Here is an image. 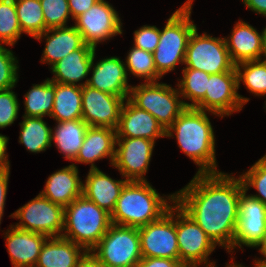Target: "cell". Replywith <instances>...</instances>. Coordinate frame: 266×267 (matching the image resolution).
Returning a JSON list of instances; mask_svg holds the SVG:
<instances>
[{"label": "cell", "mask_w": 266, "mask_h": 267, "mask_svg": "<svg viewBox=\"0 0 266 267\" xmlns=\"http://www.w3.org/2000/svg\"><path fill=\"white\" fill-rule=\"evenodd\" d=\"M91 251L105 267H137L142 259L138 228L111 224Z\"/></svg>", "instance_id": "52a82bcc"}, {"label": "cell", "mask_w": 266, "mask_h": 267, "mask_svg": "<svg viewBox=\"0 0 266 267\" xmlns=\"http://www.w3.org/2000/svg\"><path fill=\"white\" fill-rule=\"evenodd\" d=\"M243 190L241 178L233 173H196L184 188L175 192V202L216 246L232 255Z\"/></svg>", "instance_id": "6da1fadb"}, {"label": "cell", "mask_w": 266, "mask_h": 267, "mask_svg": "<svg viewBox=\"0 0 266 267\" xmlns=\"http://www.w3.org/2000/svg\"><path fill=\"white\" fill-rule=\"evenodd\" d=\"M246 8L266 17V0H241Z\"/></svg>", "instance_id": "bcb514c9"}, {"label": "cell", "mask_w": 266, "mask_h": 267, "mask_svg": "<svg viewBox=\"0 0 266 267\" xmlns=\"http://www.w3.org/2000/svg\"><path fill=\"white\" fill-rule=\"evenodd\" d=\"M124 97L88 85L82 87V120L89 126L117 129Z\"/></svg>", "instance_id": "2e32d148"}, {"label": "cell", "mask_w": 266, "mask_h": 267, "mask_svg": "<svg viewBox=\"0 0 266 267\" xmlns=\"http://www.w3.org/2000/svg\"><path fill=\"white\" fill-rule=\"evenodd\" d=\"M2 235H5V246L13 267H34L48 238L47 235L22 230L12 224Z\"/></svg>", "instance_id": "d6986e66"}, {"label": "cell", "mask_w": 266, "mask_h": 267, "mask_svg": "<svg viewBox=\"0 0 266 267\" xmlns=\"http://www.w3.org/2000/svg\"><path fill=\"white\" fill-rule=\"evenodd\" d=\"M210 112L187 107L166 130V138H176L178 147L198 166L196 173H217L216 138Z\"/></svg>", "instance_id": "7a4b0ae2"}, {"label": "cell", "mask_w": 266, "mask_h": 267, "mask_svg": "<svg viewBox=\"0 0 266 267\" xmlns=\"http://www.w3.org/2000/svg\"><path fill=\"white\" fill-rule=\"evenodd\" d=\"M128 99L153 115L165 130L187 108L178 88L162 82H142L132 86Z\"/></svg>", "instance_id": "8992f818"}, {"label": "cell", "mask_w": 266, "mask_h": 267, "mask_svg": "<svg viewBox=\"0 0 266 267\" xmlns=\"http://www.w3.org/2000/svg\"><path fill=\"white\" fill-rule=\"evenodd\" d=\"M230 34L224 39L235 64L263 59V32L259 33L251 24L239 19Z\"/></svg>", "instance_id": "44dd1931"}, {"label": "cell", "mask_w": 266, "mask_h": 267, "mask_svg": "<svg viewBox=\"0 0 266 267\" xmlns=\"http://www.w3.org/2000/svg\"><path fill=\"white\" fill-rule=\"evenodd\" d=\"M256 267H266V265H256Z\"/></svg>", "instance_id": "f907efd6"}, {"label": "cell", "mask_w": 266, "mask_h": 267, "mask_svg": "<svg viewBox=\"0 0 266 267\" xmlns=\"http://www.w3.org/2000/svg\"><path fill=\"white\" fill-rule=\"evenodd\" d=\"M52 129L51 143H54L63 158L74 161L85 139L89 125L82 119L56 121Z\"/></svg>", "instance_id": "4316f807"}, {"label": "cell", "mask_w": 266, "mask_h": 267, "mask_svg": "<svg viewBox=\"0 0 266 267\" xmlns=\"http://www.w3.org/2000/svg\"><path fill=\"white\" fill-rule=\"evenodd\" d=\"M21 31L35 38L45 31V20L40 0H15Z\"/></svg>", "instance_id": "d6a6232c"}, {"label": "cell", "mask_w": 266, "mask_h": 267, "mask_svg": "<svg viewBox=\"0 0 266 267\" xmlns=\"http://www.w3.org/2000/svg\"><path fill=\"white\" fill-rule=\"evenodd\" d=\"M116 130L110 127L89 126L75 163L90 164V169H99L95 161L109 159L113 166L116 149Z\"/></svg>", "instance_id": "ffe728a7"}, {"label": "cell", "mask_w": 266, "mask_h": 267, "mask_svg": "<svg viewBox=\"0 0 266 267\" xmlns=\"http://www.w3.org/2000/svg\"><path fill=\"white\" fill-rule=\"evenodd\" d=\"M34 39L46 42L40 62L47 63L49 67L67 56L72 51L82 48L85 43L82 35L74 27L68 25L64 27L47 29Z\"/></svg>", "instance_id": "cb8c5ba5"}, {"label": "cell", "mask_w": 266, "mask_h": 267, "mask_svg": "<svg viewBox=\"0 0 266 267\" xmlns=\"http://www.w3.org/2000/svg\"><path fill=\"white\" fill-rule=\"evenodd\" d=\"M255 248H259L258 249L259 254H261L264 258L254 259V264L255 265H266V232L263 235L261 242Z\"/></svg>", "instance_id": "7dc6e473"}, {"label": "cell", "mask_w": 266, "mask_h": 267, "mask_svg": "<svg viewBox=\"0 0 266 267\" xmlns=\"http://www.w3.org/2000/svg\"><path fill=\"white\" fill-rule=\"evenodd\" d=\"M50 118L55 121L82 119V87L55 83L54 105Z\"/></svg>", "instance_id": "83f0119b"}, {"label": "cell", "mask_w": 266, "mask_h": 267, "mask_svg": "<svg viewBox=\"0 0 266 267\" xmlns=\"http://www.w3.org/2000/svg\"><path fill=\"white\" fill-rule=\"evenodd\" d=\"M21 35L15 0H0V44L13 47Z\"/></svg>", "instance_id": "e575fe53"}, {"label": "cell", "mask_w": 266, "mask_h": 267, "mask_svg": "<svg viewBox=\"0 0 266 267\" xmlns=\"http://www.w3.org/2000/svg\"><path fill=\"white\" fill-rule=\"evenodd\" d=\"M213 267H217L216 264ZM225 267H245L242 264H238L234 261V256L231 257V261L229 263H226ZM254 267H256V265L254 264Z\"/></svg>", "instance_id": "c3c4849f"}, {"label": "cell", "mask_w": 266, "mask_h": 267, "mask_svg": "<svg viewBox=\"0 0 266 267\" xmlns=\"http://www.w3.org/2000/svg\"><path fill=\"white\" fill-rule=\"evenodd\" d=\"M74 27L85 44L97 49L99 43L123 34V23L118 11L106 0H100L74 20Z\"/></svg>", "instance_id": "4fadbf2b"}, {"label": "cell", "mask_w": 266, "mask_h": 267, "mask_svg": "<svg viewBox=\"0 0 266 267\" xmlns=\"http://www.w3.org/2000/svg\"><path fill=\"white\" fill-rule=\"evenodd\" d=\"M176 234L179 260L186 267H213L216 264L209 260L216 245L177 203Z\"/></svg>", "instance_id": "9c48e42d"}, {"label": "cell", "mask_w": 266, "mask_h": 267, "mask_svg": "<svg viewBox=\"0 0 266 267\" xmlns=\"http://www.w3.org/2000/svg\"><path fill=\"white\" fill-rule=\"evenodd\" d=\"M10 88L0 90V128L11 126L18 118L20 103L17 94Z\"/></svg>", "instance_id": "f35d334b"}, {"label": "cell", "mask_w": 266, "mask_h": 267, "mask_svg": "<svg viewBox=\"0 0 266 267\" xmlns=\"http://www.w3.org/2000/svg\"><path fill=\"white\" fill-rule=\"evenodd\" d=\"M31 89L24 96L26 117H50L54 105L55 82L50 78L45 79L41 84H32Z\"/></svg>", "instance_id": "f546056e"}, {"label": "cell", "mask_w": 266, "mask_h": 267, "mask_svg": "<svg viewBox=\"0 0 266 267\" xmlns=\"http://www.w3.org/2000/svg\"><path fill=\"white\" fill-rule=\"evenodd\" d=\"M23 121L19 123L20 132L18 142L31 153L45 152L47 148L52 147L51 132L44 120V117H26L22 116Z\"/></svg>", "instance_id": "f1b7e54d"}, {"label": "cell", "mask_w": 266, "mask_h": 267, "mask_svg": "<svg viewBox=\"0 0 266 267\" xmlns=\"http://www.w3.org/2000/svg\"><path fill=\"white\" fill-rule=\"evenodd\" d=\"M9 177H10V168L0 169V225L2 217L4 215Z\"/></svg>", "instance_id": "7bdbcfd3"}, {"label": "cell", "mask_w": 266, "mask_h": 267, "mask_svg": "<svg viewBox=\"0 0 266 267\" xmlns=\"http://www.w3.org/2000/svg\"><path fill=\"white\" fill-rule=\"evenodd\" d=\"M137 267H186L180 260L142 257Z\"/></svg>", "instance_id": "60d3db41"}, {"label": "cell", "mask_w": 266, "mask_h": 267, "mask_svg": "<svg viewBox=\"0 0 266 267\" xmlns=\"http://www.w3.org/2000/svg\"><path fill=\"white\" fill-rule=\"evenodd\" d=\"M76 267H105V266L92 253V251H86L84 255L79 259Z\"/></svg>", "instance_id": "ee69618b"}, {"label": "cell", "mask_w": 266, "mask_h": 267, "mask_svg": "<svg viewBox=\"0 0 266 267\" xmlns=\"http://www.w3.org/2000/svg\"><path fill=\"white\" fill-rule=\"evenodd\" d=\"M96 49L85 44L82 48L72 51L67 56L50 67L55 83L78 85L83 87L87 84L90 68ZM85 79V81H83ZM83 81V82H81Z\"/></svg>", "instance_id": "7402d4cb"}, {"label": "cell", "mask_w": 266, "mask_h": 267, "mask_svg": "<svg viewBox=\"0 0 266 267\" xmlns=\"http://www.w3.org/2000/svg\"><path fill=\"white\" fill-rule=\"evenodd\" d=\"M181 73L183 76L176 84L179 94L186 107H195L205 97L210 74L191 68H182ZM186 99L190 102H185Z\"/></svg>", "instance_id": "4dcf8cb0"}, {"label": "cell", "mask_w": 266, "mask_h": 267, "mask_svg": "<svg viewBox=\"0 0 266 267\" xmlns=\"http://www.w3.org/2000/svg\"><path fill=\"white\" fill-rule=\"evenodd\" d=\"M133 46L153 53L159 43L160 28L156 25H143L134 31Z\"/></svg>", "instance_id": "ab89813d"}, {"label": "cell", "mask_w": 266, "mask_h": 267, "mask_svg": "<svg viewBox=\"0 0 266 267\" xmlns=\"http://www.w3.org/2000/svg\"><path fill=\"white\" fill-rule=\"evenodd\" d=\"M9 137L0 134V169L10 168L9 155L7 154V145Z\"/></svg>", "instance_id": "f6af8a7d"}, {"label": "cell", "mask_w": 266, "mask_h": 267, "mask_svg": "<svg viewBox=\"0 0 266 267\" xmlns=\"http://www.w3.org/2000/svg\"><path fill=\"white\" fill-rule=\"evenodd\" d=\"M194 0H186L167 19L166 25L160 29L159 43L153 52L154 65L163 77L184 64L186 49L190 35L197 27L191 20Z\"/></svg>", "instance_id": "277c9868"}, {"label": "cell", "mask_w": 266, "mask_h": 267, "mask_svg": "<svg viewBox=\"0 0 266 267\" xmlns=\"http://www.w3.org/2000/svg\"><path fill=\"white\" fill-rule=\"evenodd\" d=\"M45 20V31L51 28L67 26L72 20L68 0H40Z\"/></svg>", "instance_id": "8d00e7d4"}, {"label": "cell", "mask_w": 266, "mask_h": 267, "mask_svg": "<svg viewBox=\"0 0 266 267\" xmlns=\"http://www.w3.org/2000/svg\"><path fill=\"white\" fill-rule=\"evenodd\" d=\"M155 142L144 138H116L113 167L128 181H147L145 175Z\"/></svg>", "instance_id": "5bb4252c"}, {"label": "cell", "mask_w": 266, "mask_h": 267, "mask_svg": "<svg viewBox=\"0 0 266 267\" xmlns=\"http://www.w3.org/2000/svg\"><path fill=\"white\" fill-rule=\"evenodd\" d=\"M96 53L90 68L91 77L86 85L113 95L129 98L132 85L128 84L125 63L120 57L102 58L95 63Z\"/></svg>", "instance_id": "e0dca14e"}, {"label": "cell", "mask_w": 266, "mask_h": 267, "mask_svg": "<svg viewBox=\"0 0 266 267\" xmlns=\"http://www.w3.org/2000/svg\"><path fill=\"white\" fill-rule=\"evenodd\" d=\"M237 71L210 74L205 97L194 107L220 118L240 112L249 98L238 93Z\"/></svg>", "instance_id": "30bf717a"}, {"label": "cell", "mask_w": 266, "mask_h": 267, "mask_svg": "<svg viewBox=\"0 0 266 267\" xmlns=\"http://www.w3.org/2000/svg\"><path fill=\"white\" fill-rule=\"evenodd\" d=\"M111 224L110 213L82 195L64 209L62 237L91 251Z\"/></svg>", "instance_id": "5b68a950"}, {"label": "cell", "mask_w": 266, "mask_h": 267, "mask_svg": "<svg viewBox=\"0 0 266 267\" xmlns=\"http://www.w3.org/2000/svg\"><path fill=\"white\" fill-rule=\"evenodd\" d=\"M4 45L0 44V90L15 88L19 81V61Z\"/></svg>", "instance_id": "74e56055"}, {"label": "cell", "mask_w": 266, "mask_h": 267, "mask_svg": "<svg viewBox=\"0 0 266 267\" xmlns=\"http://www.w3.org/2000/svg\"><path fill=\"white\" fill-rule=\"evenodd\" d=\"M124 60L127 74L144 80V83L159 82L163 78L155 68L153 53L132 46Z\"/></svg>", "instance_id": "836d02e7"}, {"label": "cell", "mask_w": 266, "mask_h": 267, "mask_svg": "<svg viewBox=\"0 0 266 267\" xmlns=\"http://www.w3.org/2000/svg\"><path fill=\"white\" fill-rule=\"evenodd\" d=\"M116 135V138L139 137L156 142L157 139L166 137V130L153 115L125 99Z\"/></svg>", "instance_id": "ac0fdd59"}, {"label": "cell", "mask_w": 266, "mask_h": 267, "mask_svg": "<svg viewBox=\"0 0 266 267\" xmlns=\"http://www.w3.org/2000/svg\"><path fill=\"white\" fill-rule=\"evenodd\" d=\"M266 232V205L243 190L239 198L238 224L234 237L233 252L244 247L254 248ZM243 245V246H242ZM243 248V249H242Z\"/></svg>", "instance_id": "9a60e30c"}, {"label": "cell", "mask_w": 266, "mask_h": 267, "mask_svg": "<svg viewBox=\"0 0 266 267\" xmlns=\"http://www.w3.org/2000/svg\"><path fill=\"white\" fill-rule=\"evenodd\" d=\"M85 178L82 195L111 214L128 180L112 179L100 169H89Z\"/></svg>", "instance_id": "603a6c76"}, {"label": "cell", "mask_w": 266, "mask_h": 267, "mask_svg": "<svg viewBox=\"0 0 266 267\" xmlns=\"http://www.w3.org/2000/svg\"><path fill=\"white\" fill-rule=\"evenodd\" d=\"M184 66L208 74L236 71L224 37H213L205 32L200 35L197 27L190 35Z\"/></svg>", "instance_id": "ba28073f"}, {"label": "cell", "mask_w": 266, "mask_h": 267, "mask_svg": "<svg viewBox=\"0 0 266 267\" xmlns=\"http://www.w3.org/2000/svg\"><path fill=\"white\" fill-rule=\"evenodd\" d=\"M100 0H68L71 17L74 20L81 14L89 10Z\"/></svg>", "instance_id": "b9f144b4"}, {"label": "cell", "mask_w": 266, "mask_h": 267, "mask_svg": "<svg viewBox=\"0 0 266 267\" xmlns=\"http://www.w3.org/2000/svg\"><path fill=\"white\" fill-rule=\"evenodd\" d=\"M238 87L241 82L253 96H266V60L244 61L236 64Z\"/></svg>", "instance_id": "1f68e13d"}, {"label": "cell", "mask_w": 266, "mask_h": 267, "mask_svg": "<svg viewBox=\"0 0 266 267\" xmlns=\"http://www.w3.org/2000/svg\"><path fill=\"white\" fill-rule=\"evenodd\" d=\"M263 31V57L266 60V26L262 29Z\"/></svg>", "instance_id": "681fc988"}, {"label": "cell", "mask_w": 266, "mask_h": 267, "mask_svg": "<svg viewBox=\"0 0 266 267\" xmlns=\"http://www.w3.org/2000/svg\"><path fill=\"white\" fill-rule=\"evenodd\" d=\"M239 177L242 180L244 190L248 192L251 187L256 189L258 193L250 194V196L266 205V154L246 172L243 171Z\"/></svg>", "instance_id": "d590c367"}, {"label": "cell", "mask_w": 266, "mask_h": 267, "mask_svg": "<svg viewBox=\"0 0 266 267\" xmlns=\"http://www.w3.org/2000/svg\"><path fill=\"white\" fill-rule=\"evenodd\" d=\"M64 209L39 193L9 217L19 220L18 223L12 224L14 227L48 237H59L63 234Z\"/></svg>", "instance_id": "8fae6325"}, {"label": "cell", "mask_w": 266, "mask_h": 267, "mask_svg": "<svg viewBox=\"0 0 266 267\" xmlns=\"http://www.w3.org/2000/svg\"><path fill=\"white\" fill-rule=\"evenodd\" d=\"M86 250L62 236L48 237L35 267H76Z\"/></svg>", "instance_id": "484cf974"}, {"label": "cell", "mask_w": 266, "mask_h": 267, "mask_svg": "<svg viewBox=\"0 0 266 267\" xmlns=\"http://www.w3.org/2000/svg\"><path fill=\"white\" fill-rule=\"evenodd\" d=\"M81 180L78 167L72 163L49 175L40 193L65 208L73 200L82 196L83 180Z\"/></svg>", "instance_id": "d4e9b609"}, {"label": "cell", "mask_w": 266, "mask_h": 267, "mask_svg": "<svg viewBox=\"0 0 266 267\" xmlns=\"http://www.w3.org/2000/svg\"><path fill=\"white\" fill-rule=\"evenodd\" d=\"M175 202V193L160 195L148 181H128L123 187L111 223L141 227L158 220Z\"/></svg>", "instance_id": "3957f363"}, {"label": "cell", "mask_w": 266, "mask_h": 267, "mask_svg": "<svg viewBox=\"0 0 266 267\" xmlns=\"http://www.w3.org/2000/svg\"><path fill=\"white\" fill-rule=\"evenodd\" d=\"M142 257L179 260L176 202L158 220L138 228Z\"/></svg>", "instance_id": "7c38bea8"}]
</instances>
